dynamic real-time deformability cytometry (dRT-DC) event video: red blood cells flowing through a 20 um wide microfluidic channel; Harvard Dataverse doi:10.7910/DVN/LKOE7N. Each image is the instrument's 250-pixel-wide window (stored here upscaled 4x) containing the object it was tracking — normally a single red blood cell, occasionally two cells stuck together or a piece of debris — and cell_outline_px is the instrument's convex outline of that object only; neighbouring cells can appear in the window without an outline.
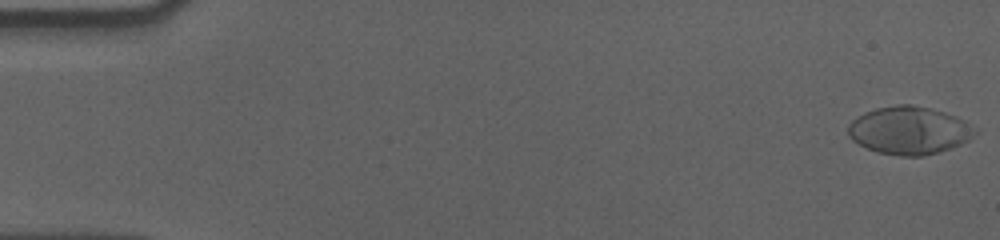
{"species": "human", "species_latin": "Homo sapiens", "temperature_condition": "cold", "stored_images_in_passage": 57, "camera_frame_rate_fps": 3000, "um_per_image_px": 0.085, "donor": {"sex": "male"}, "frame": {"image": 1, "passage_image": 1, "time_ms": 0.0, "image_size_px": [1000, 240], "cell_outline_px": [[976, 132], [968, 140], [952, 148], [924, 156], [900, 156], [876, 152], [852, 140], [848, 136], [848, 124], [852, 120], [864, 112], [876, 108], [900, 104], [912, 104], [944, 112], [956, 116], [964, 120]], "centroid_in_image_um": [77.24, 11.09], "position_along_channel_um": 7.8, "area_um2": 35.2}}
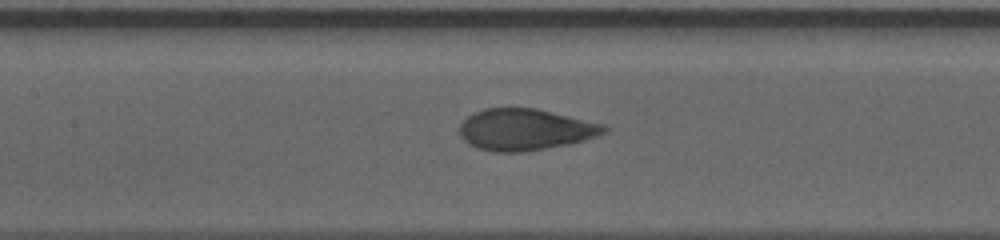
{"frame": {"image": 2, "passage_image": 27, "time_ms": 8.667, "image_size_px": [1000, 240], "cell_outline_px": [[608, 132], [600, 136], [568, 144], [524, 152], [496, 152], [476, 148], [468, 144], [460, 136], [460, 124], [472, 112], [484, 108], [536, 108], [604, 124], [608, 128]], "centroid_in_image_um": [44.64, 11.01], "position_along_channel_um": 162.8, "area_um2": 35.14}}
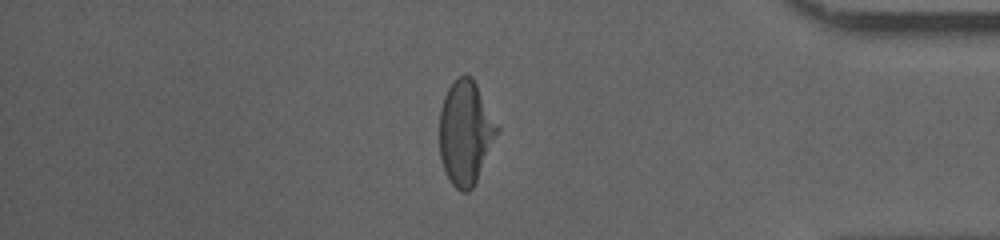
{"frame": {"image": 3, "passage_image": 49, "time_ms": 16.0, "image_size_px": [1000, 240], "cell_outline_px": [[500, 132], [472, 188], [468, 192], [460, 192], [452, 184], [444, 172], [440, 156], [440, 108], [444, 96], [448, 88], [464, 72], [472, 76], [500, 128]], "centroid_in_image_um": [39.58, 11.27], "position_along_channel_um": 395.6, "area_um2": 35.08}}